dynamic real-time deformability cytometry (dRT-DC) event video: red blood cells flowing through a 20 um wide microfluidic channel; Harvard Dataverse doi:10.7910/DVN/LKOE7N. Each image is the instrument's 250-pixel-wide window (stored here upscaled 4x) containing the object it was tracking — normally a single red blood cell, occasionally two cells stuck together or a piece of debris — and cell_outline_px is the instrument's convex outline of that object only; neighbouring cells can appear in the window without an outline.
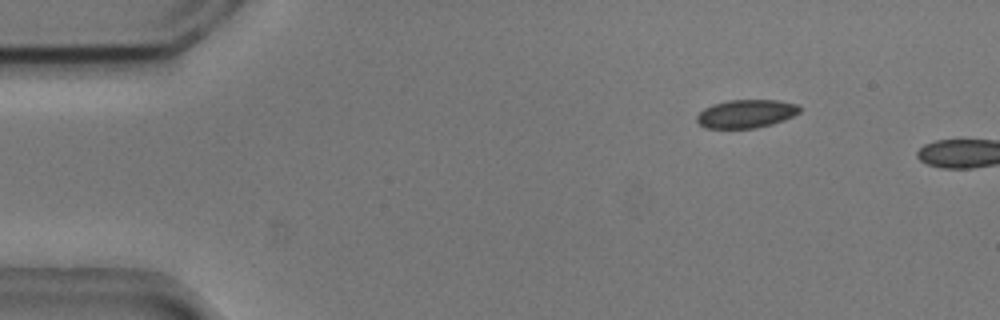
{"species": "common noctule bat (a hibernating species)", "species_latin": "Nyctalus noctula", "temperature_condition": "cold", "stored_images_in_passage": 9, "camera_frame_rate_fps": 3000, "um_per_image_px": 0.085, "animal": {"sex": "male", "body_mass_g": 20.5, "forearm_length_mm": 52.5}, "frame": {"image": 1, "passage_image": 7, "time_ms": 2.0, "image_size_px": [1000, 320], "cell_outline_px": [[800, 112], [784, 120], [772, 124], [756, 128], [704, 128], [696, 120], [696, 116], [704, 108], [712, 104], [728, 100], [776, 100], [796, 104], [800, 108]], "centroid_in_image_um": [63.39, 9.67], "position_along_channel_um": 21.6, "area_um2": 16.94}}